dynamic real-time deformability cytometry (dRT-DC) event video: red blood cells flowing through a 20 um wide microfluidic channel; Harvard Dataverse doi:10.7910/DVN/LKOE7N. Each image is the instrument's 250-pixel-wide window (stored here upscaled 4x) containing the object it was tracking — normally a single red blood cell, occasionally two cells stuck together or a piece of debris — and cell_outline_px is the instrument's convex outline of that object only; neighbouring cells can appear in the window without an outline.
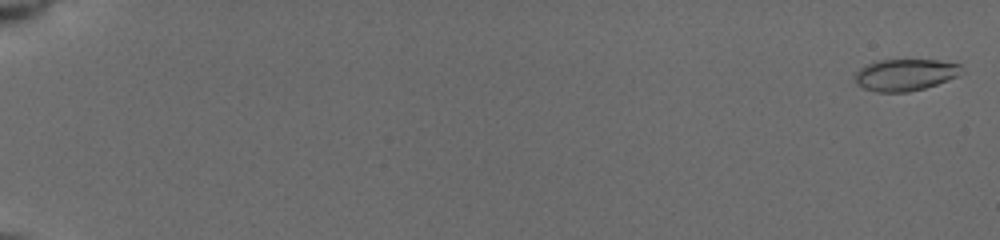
{"species": "common noctule bat (a hibernating species)", "species_latin": "Nyctalus noctula", "temperature_condition": "cold", "stored_images_in_passage": 56, "camera_frame_rate_fps": 3000, "um_per_image_px": 0.085, "animal": {"sex": "female", "body_mass_g": 19.5, "forearm_length_mm": 54.1}, "frame": {"image": 1, "passage_image": 3, "time_ms": 0.333, "image_size_px": [1000, 240], "cell_outline_px": [[964, 72], [948, 80], [924, 88], [908, 92], [876, 92], [864, 88], [856, 84], [856, 72], [860, 68], [876, 60], [936, 60], [960, 64]], "centroid_in_image_um": [76.95, 6.36], "position_along_channel_um": 8.1, "area_um2": 19.65}}
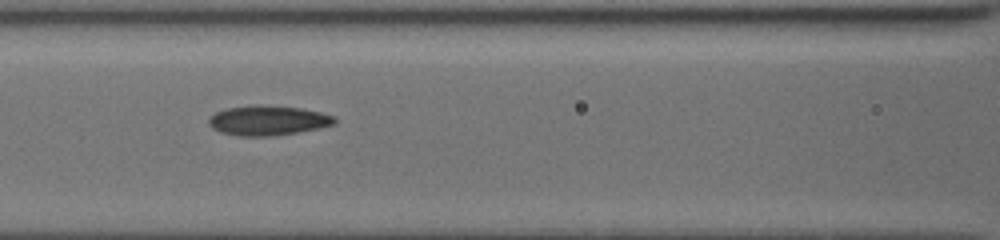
{"frame": {"image": 2, "passage_image": 33, "time_ms": 9.0, "image_size_px": [1000, 240], "cell_outline_px": [[336, 124], [320, 128], [272, 136], [236, 136], [220, 132], [212, 128], [208, 124], [208, 120], [216, 112], [228, 108], [256, 104], [260, 104], [300, 108], [320, 112], [336, 116]], "centroid_in_image_um": [22.78, 10.24], "position_along_channel_um": 143.8, "area_um2": 21.96}}
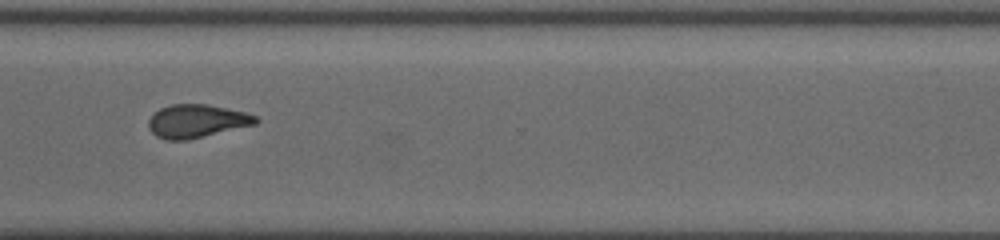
{"frame": {"image": 3, "passage_image": 55, "time_ms": 14.333, "image_size_px": [1000, 240], "cell_outline_px": [[260, 120], [256, 124], [188, 140], [168, 140], [156, 136], [148, 128], [148, 120], [160, 108], [172, 104], [208, 104], [244, 112], [256, 116]], "centroid_in_image_um": [16.72, 10.29], "position_along_channel_um": 353.9, "area_um2": 20.69}}